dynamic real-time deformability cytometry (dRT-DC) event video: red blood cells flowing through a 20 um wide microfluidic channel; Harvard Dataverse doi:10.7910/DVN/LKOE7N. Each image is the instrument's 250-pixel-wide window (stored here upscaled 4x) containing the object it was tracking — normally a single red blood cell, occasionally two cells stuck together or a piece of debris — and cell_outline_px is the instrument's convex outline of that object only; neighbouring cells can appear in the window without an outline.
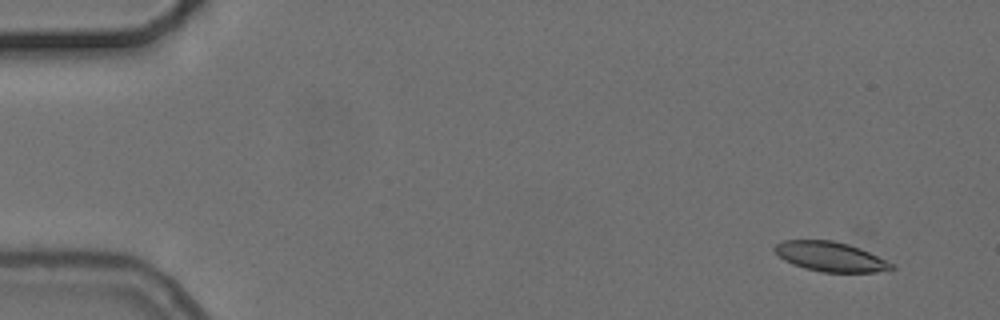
{"species": "common noctule bat (a hibernating species)", "species_latin": "Nyctalus noctula", "temperature_condition": "cold", "stored_images_in_passage": 4, "camera_frame_rate_fps": 3000, "um_per_image_px": 0.085, "animal": {"sex": "female", "body_mass_g": 24.6, "forearm_length_mm": 56.2}, "frame": {"image": 1, "passage_image": 1, "time_ms": 0.0, "image_size_px": [1000, 320], "cell_outline_px": [[896, 268], [876, 272], [824, 272], [804, 268], [792, 264], [784, 260], [772, 248], [776, 244], [784, 240], [832, 240], [848, 244], [860, 248], [892, 264]], "centroid_in_image_um": [70.54, 21.81], "position_along_channel_um": 14.5, "area_um2": 19.94}}